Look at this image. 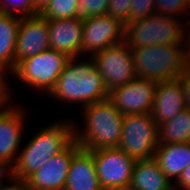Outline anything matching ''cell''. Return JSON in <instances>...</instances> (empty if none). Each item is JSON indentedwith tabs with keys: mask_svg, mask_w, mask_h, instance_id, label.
<instances>
[{
	"mask_svg": "<svg viewBox=\"0 0 190 190\" xmlns=\"http://www.w3.org/2000/svg\"><path fill=\"white\" fill-rule=\"evenodd\" d=\"M177 79L181 83L184 92L186 107L190 109V64Z\"/></svg>",
	"mask_w": 190,
	"mask_h": 190,
	"instance_id": "obj_30",
	"label": "cell"
},
{
	"mask_svg": "<svg viewBox=\"0 0 190 190\" xmlns=\"http://www.w3.org/2000/svg\"><path fill=\"white\" fill-rule=\"evenodd\" d=\"M74 140L72 118L67 116L44 123L30 140L20 148L15 164L9 174L27 180L43 167L53 156L63 151Z\"/></svg>",
	"mask_w": 190,
	"mask_h": 190,
	"instance_id": "obj_2",
	"label": "cell"
},
{
	"mask_svg": "<svg viewBox=\"0 0 190 190\" xmlns=\"http://www.w3.org/2000/svg\"><path fill=\"white\" fill-rule=\"evenodd\" d=\"M128 23L145 19L155 14L154 0H131Z\"/></svg>",
	"mask_w": 190,
	"mask_h": 190,
	"instance_id": "obj_26",
	"label": "cell"
},
{
	"mask_svg": "<svg viewBox=\"0 0 190 190\" xmlns=\"http://www.w3.org/2000/svg\"><path fill=\"white\" fill-rule=\"evenodd\" d=\"M158 144V125L151 114L124 115L119 149L135 160H146L154 158Z\"/></svg>",
	"mask_w": 190,
	"mask_h": 190,
	"instance_id": "obj_7",
	"label": "cell"
},
{
	"mask_svg": "<svg viewBox=\"0 0 190 190\" xmlns=\"http://www.w3.org/2000/svg\"><path fill=\"white\" fill-rule=\"evenodd\" d=\"M0 13L28 17L39 14L33 0H0Z\"/></svg>",
	"mask_w": 190,
	"mask_h": 190,
	"instance_id": "obj_25",
	"label": "cell"
},
{
	"mask_svg": "<svg viewBox=\"0 0 190 190\" xmlns=\"http://www.w3.org/2000/svg\"><path fill=\"white\" fill-rule=\"evenodd\" d=\"M130 190H174V184L152 159L136 160L133 167Z\"/></svg>",
	"mask_w": 190,
	"mask_h": 190,
	"instance_id": "obj_19",
	"label": "cell"
},
{
	"mask_svg": "<svg viewBox=\"0 0 190 190\" xmlns=\"http://www.w3.org/2000/svg\"><path fill=\"white\" fill-rule=\"evenodd\" d=\"M124 42V25L109 14L83 21L81 57H92L102 50Z\"/></svg>",
	"mask_w": 190,
	"mask_h": 190,
	"instance_id": "obj_11",
	"label": "cell"
},
{
	"mask_svg": "<svg viewBox=\"0 0 190 190\" xmlns=\"http://www.w3.org/2000/svg\"><path fill=\"white\" fill-rule=\"evenodd\" d=\"M48 22L40 13L21 17L16 39L15 66L22 60L49 49Z\"/></svg>",
	"mask_w": 190,
	"mask_h": 190,
	"instance_id": "obj_14",
	"label": "cell"
},
{
	"mask_svg": "<svg viewBox=\"0 0 190 190\" xmlns=\"http://www.w3.org/2000/svg\"><path fill=\"white\" fill-rule=\"evenodd\" d=\"M47 22L49 47L66 53L70 58L81 57L83 21L74 17Z\"/></svg>",
	"mask_w": 190,
	"mask_h": 190,
	"instance_id": "obj_15",
	"label": "cell"
},
{
	"mask_svg": "<svg viewBox=\"0 0 190 190\" xmlns=\"http://www.w3.org/2000/svg\"><path fill=\"white\" fill-rule=\"evenodd\" d=\"M103 190L129 188L136 160L119 148H103L90 151Z\"/></svg>",
	"mask_w": 190,
	"mask_h": 190,
	"instance_id": "obj_8",
	"label": "cell"
},
{
	"mask_svg": "<svg viewBox=\"0 0 190 190\" xmlns=\"http://www.w3.org/2000/svg\"><path fill=\"white\" fill-rule=\"evenodd\" d=\"M19 104L14 101L0 111V163L8 170L15 164L24 142L29 115L27 106Z\"/></svg>",
	"mask_w": 190,
	"mask_h": 190,
	"instance_id": "obj_10",
	"label": "cell"
},
{
	"mask_svg": "<svg viewBox=\"0 0 190 190\" xmlns=\"http://www.w3.org/2000/svg\"><path fill=\"white\" fill-rule=\"evenodd\" d=\"M70 59L66 53L49 48L19 62L10 80H16L20 86L46 96Z\"/></svg>",
	"mask_w": 190,
	"mask_h": 190,
	"instance_id": "obj_5",
	"label": "cell"
},
{
	"mask_svg": "<svg viewBox=\"0 0 190 190\" xmlns=\"http://www.w3.org/2000/svg\"><path fill=\"white\" fill-rule=\"evenodd\" d=\"M124 42L131 48L151 45H186V21L154 14L124 25Z\"/></svg>",
	"mask_w": 190,
	"mask_h": 190,
	"instance_id": "obj_6",
	"label": "cell"
},
{
	"mask_svg": "<svg viewBox=\"0 0 190 190\" xmlns=\"http://www.w3.org/2000/svg\"><path fill=\"white\" fill-rule=\"evenodd\" d=\"M52 0H33L34 8L38 13H41L45 7L51 2Z\"/></svg>",
	"mask_w": 190,
	"mask_h": 190,
	"instance_id": "obj_32",
	"label": "cell"
},
{
	"mask_svg": "<svg viewBox=\"0 0 190 190\" xmlns=\"http://www.w3.org/2000/svg\"><path fill=\"white\" fill-rule=\"evenodd\" d=\"M73 140L63 151L49 159L46 164L27 180L30 190H64L73 155L80 149Z\"/></svg>",
	"mask_w": 190,
	"mask_h": 190,
	"instance_id": "obj_13",
	"label": "cell"
},
{
	"mask_svg": "<svg viewBox=\"0 0 190 190\" xmlns=\"http://www.w3.org/2000/svg\"><path fill=\"white\" fill-rule=\"evenodd\" d=\"M78 0H52L40 13L47 20L76 17Z\"/></svg>",
	"mask_w": 190,
	"mask_h": 190,
	"instance_id": "obj_22",
	"label": "cell"
},
{
	"mask_svg": "<svg viewBox=\"0 0 190 190\" xmlns=\"http://www.w3.org/2000/svg\"><path fill=\"white\" fill-rule=\"evenodd\" d=\"M9 79H11L10 74L0 68V111L15 101L16 92Z\"/></svg>",
	"mask_w": 190,
	"mask_h": 190,
	"instance_id": "obj_27",
	"label": "cell"
},
{
	"mask_svg": "<svg viewBox=\"0 0 190 190\" xmlns=\"http://www.w3.org/2000/svg\"><path fill=\"white\" fill-rule=\"evenodd\" d=\"M157 82L135 77L132 81L109 92V100L123 115L150 114Z\"/></svg>",
	"mask_w": 190,
	"mask_h": 190,
	"instance_id": "obj_12",
	"label": "cell"
},
{
	"mask_svg": "<svg viewBox=\"0 0 190 190\" xmlns=\"http://www.w3.org/2000/svg\"><path fill=\"white\" fill-rule=\"evenodd\" d=\"M9 174V170L0 163V184Z\"/></svg>",
	"mask_w": 190,
	"mask_h": 190,
	"instance_id": "obj_33",
	"label": "cell"
},
{
	"mask_svg": "<svg viewBox=\"0 0 190 190\" xmlns=\"http://www.w3.org/2000/svg\"><path fill=\"white\" fill-rule=\"evenodd\" d=\"M78 111L82 118L76 121L77 118L72 117V122L74 140L81 148L89 151L118 148L124 115L109 99L87 105Z\"/></svg>",
	"mask_w": 190,
	"mask_h": 190,
	"instance_id": "obj_3",
	"label": "cell"
},
{
	"mask_svg": "<svg viewBox=\"0 0 190 190\" xmlns=\"http://www.w3.org/2000/svg\"><path fill=\"white\" fill-rule=\"evenodd\" d=\"M62 105H78L79 110L87 105L109 98L102 76L91 57L71 58L59 75L55 86L46 95ZM75 105V106H74Z\"/></svg>",
	"mask_w": 190,
	"mask_h": 190,
	"instance_id": "obj_1",
	"label": "cell"
},
{
	"mask_svg": "<svg viewBox=\"0 0 190 190\" xmlns=\"http://www.w3.org/2000/svg\"><path fill=\"white\" fill-rule=\"evenodd\" d=\"M137 77L158 81L177 79L189 65L186 45L131 48Z\"/></svg>",
	"mask_w": 190,
	"mask_h": 190,
	"instance_id": "obj_4",
	"label": "cell"
},
{
	"mask_svg": "<svg viewBox=\"0 0 190 190\" xmlns=\"http://www.w3.org/2000/svg\"><path fill=\"white\" fill-rule=\"evenodd\" d=\"M21 17L0 13V68L10 75L15 69L16 39Z\"/></svg>",
	"mask_w": 190,
	"mask_h": 190,
	"instance_id": "obj_20",
	"label": "cell"
},
{
	"mask_svg": "<svg viewBox=\"0 0 190 190\" xmlns=\"http://www.w3.org/2000/svg\"><path fill=\"white\" fill-rule=\"evenodd\" d=\"M155 14L175 17L188 21L190 7L184 0H154Z\"/></svg>",
	"mask_w": 190,
	"mask_h": 190,
	"instance_id": "obj_23",
	"label": "cell"
},
{
	"mask_svg": "<svg viewBox=\"0 0 190 190\" xmlns=\"http://www.w3.org/2000/svg\"><path fill=\"white\" fill-rule=\"evenodd\" d=\"M159 143L190 142V109L179 112L170 120L158 125Z\"/></svg>",
	"mask_w": 190,
	"mask_h": 190,
	"instance_id": "obj_21",
	"label": "cell"
},
{
	"mask_svg": "<svg viewBox=\"0 0 190 190\" xmlns=\"http://www.w3.org/2000/svg\"><path fill=\"white\" fill-rule=\"evenodd\" d=\"M188 188H190V165L183 170L179 179L174 183V190H187Z\"/></svg>",
	"mask_w": 190,
	"mask_h": 190,
	"instance_id": "obj_31",
	"label": "cell"
},
{
	"mask_svg": "<svg viewBox=\"0 0 190 190\" xmlns=\"http://www.w3.org/2000/svg\"><path fill=\"white\" fill-rule=\"evenodd\" d=\"M109 0H78L76 18L88 20L92 16L106 15Z\"/></svg>",
	"mask_w": 190,
	"mask_h": 190,
	"instance_id": "obj_24",
	"label": "cell"
},
{
	"mask_svg": "<svg viewBox=\"0 0 190 190\" xmlns=\"http://www.w3.org/2000/svg\"><path fill=\"white\" fill-rule=\"evenodd\" d=\"M27 182L22 179L14 178L10 174L0 184V190H27Z\"/></svg>",
	"mask_w": 190,
	"mask_h": 190,
	"instance_id": "obj_29",
	"label": "cell"
},
{
	"mask_svg": "<svg viewBox=\"0 0 190 190\" xmlns=\"http://www.w3.org/2000/svg\"><path fill=\"white\" fill-rule=\"evenodd\" d=\"M64 190H103L89 150L80 148L73 155Z\"/></svg>",
	"mask_w": 190,
	"mask_h": 190,
	"instance_id": "obj_17",
	"label": "cell"
},
{
	"mask_svg": "<svg viewBox=\"0 0 190 190\" xmlns=\"http://www.w3.org/2000/svg\"><path fill=\"white\" fill-rule=\"evenodd\" d=\"M131 2V0H109L107 14L126 25L128 24Z\"/></svg>",
	"mask_w": 190,
	"mask_h": 190,
	"instance_id": "obj_28",
	"label": "cell"
},
{
	"mask_svg": "<svg viewBox=\"0 0 190 190\" xmlns=\"http://www.w3.org/2000/svg\"><path fill=\"white\" fill-rule=\"evenodd\" d=\"M154 159L166 177L174 184L190 165V142L159 143Z\"/></svg>",
	"mask_w": 190,
	"mask_h": 190,
	"instance_id": "obj_18",
	"label": "cell"
},
{
	"mask_svg": "<svg viewBox=\"0 0 190 190\" xmlns=\"http://www.w3.org/2000/svg\"><path fill=\"white\" fill-rule=\"evenodd\" d=\"M91 58L108 92L137 77L131 49L125 42L108 47Z\"/></svg>",
	"mask_w": 190,
	"mask_h": 190,
	"instance_id": "obj_9",
	"label": "cell"
},
{
	"mask_svg": "<svg viewBox=\"0 0 190 190\" xmlns=\"http://www.w3.org/2000/svg\"><path fill=\"white\" fill-rule=\"evenodd\" d=\"M186 108L184 92L178 79L157 82L150 113L157 125Z\"/></svg>",
	"mask_w": 190,
	"mask_h": 190,
	"instance_id": "obj_16",
	"label": "cell"
}]
</instances>
